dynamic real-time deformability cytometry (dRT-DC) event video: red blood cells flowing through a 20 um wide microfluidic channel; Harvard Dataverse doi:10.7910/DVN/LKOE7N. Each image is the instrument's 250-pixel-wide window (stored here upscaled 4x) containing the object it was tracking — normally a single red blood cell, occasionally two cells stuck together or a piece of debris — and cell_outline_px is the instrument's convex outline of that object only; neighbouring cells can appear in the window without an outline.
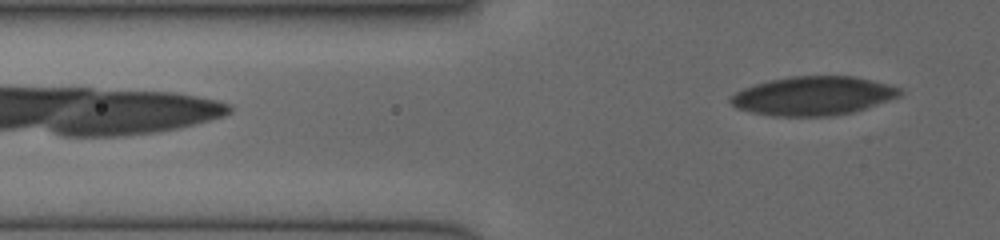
{"species": "human", "species_latin": "Homo sapiens", "temperature_condition": "cold", "stored_images_in_passage": 4, "camera_frame_rate_fps": 3000, "um_per_image_px": 0.085, "donor": {"sex": "female"}, "frame": {"image": 1, "passage_image": 4, "time_ms": 2.333, "image_size_px": [1000, 240], "cell_outline_px": [[900, 92], [896, 96], [864, 108], [852, 112], [824, 116], [772, 116], [752, 112], [736, 108], [728, 100], [736, 92], [744, 88], [768, 80], [788, 76], [856, 76], [900, 88]], "centroid_in_image_um": [69.02, 8.14], "position_along_channel_um": 56.8, "area_um2": 37.69}}